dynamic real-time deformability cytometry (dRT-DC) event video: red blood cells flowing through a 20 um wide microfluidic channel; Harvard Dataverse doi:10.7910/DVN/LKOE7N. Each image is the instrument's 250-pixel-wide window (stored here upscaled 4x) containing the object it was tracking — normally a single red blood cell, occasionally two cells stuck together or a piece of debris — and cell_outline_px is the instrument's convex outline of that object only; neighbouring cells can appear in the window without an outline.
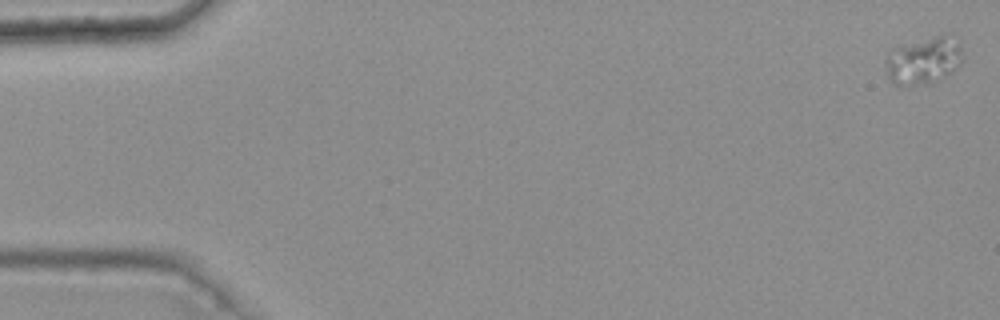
{"species": "common noctule bat (a hibernating species)", "species_latin": "Nyctalus noctula", "temperature_condition": "warm", "stored_images_in_passage": 5, "camera_frame_rate_fps": 3000, "um_per_image_px": 0.085, "animal": {"sex": "female", "body_mass_g": 25.1}, "frame": {"image": 1, "passage_image": 1, "time_ms": 0.0, "image_size_px": [1000, 320], "cell_outline_px": [[964, 60], [956, 68], [928, 84], [892, 84], [888, 76], [884, 60], [888, 52], [892, 48], [948, 32], [960, 48]], "centroid_in_image_um": [78.47, 5.12], "position_along_channel_um": 6.5, "area_um2": 20.92}}